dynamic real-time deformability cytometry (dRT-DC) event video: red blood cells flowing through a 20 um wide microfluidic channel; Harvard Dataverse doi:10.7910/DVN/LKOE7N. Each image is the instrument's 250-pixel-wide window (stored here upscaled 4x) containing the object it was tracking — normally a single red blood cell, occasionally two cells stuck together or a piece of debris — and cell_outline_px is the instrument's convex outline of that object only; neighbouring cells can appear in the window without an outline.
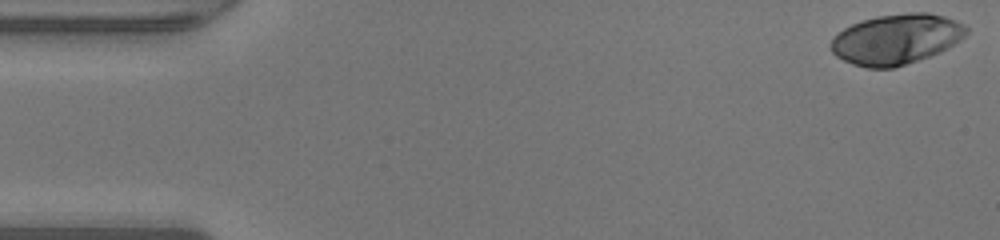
{"species": "human", "species_latin": "Homo sapiens", "temperature_condition": "warm", "stored_images_in_passage": 43, "camera_frame_rate_fps": 3000, "um_per_image_px": 0.085, "donor": {"sex": "male"}, "frame": {"image": 1, "passage_image": 1, "time_ms": 0.0, "image_size_px": [1000, 240], "cell_outline_px": [[968, 32], [960, 40], [940, 52], [892, 68], [868, 68], [852, 64], [836, 56], [832, 52], [832, 36], [844, 28], [852, 24], [876, 16], [908, 12], [928, 12], [944, 16], [956, 20], [964, 24], [968, 28]], "centroid_in_image_um": [76.19, 3.31], "position_along_channel_um": 8.8, "area_um2": 39.54}}
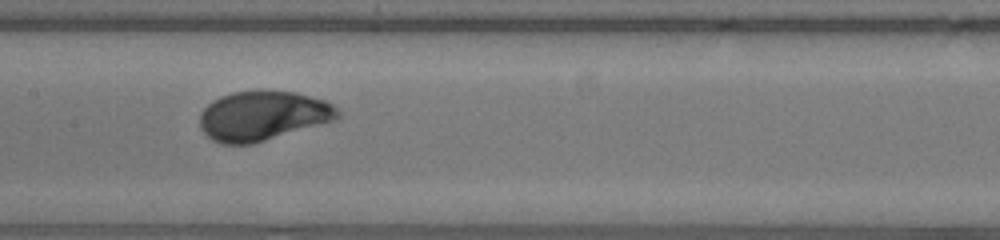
{"frame": {"image": 2, "passage_image": 23, "time_ms": 7.333, "image_size_px": [1000, 240], "cell_outline_px": [[340, 116], [336, 120], [252, 144], [220, 144], [212, 140], [200, 128], [200, 112], [212, 100], [220, 96], [232, 92], [260, 88], [296, 92], [324, 100], [332, 104], [340, 112]], "centroid_in_image_um": [22.33, 9.81], "position_along_channel_um": 185.1, "area_um2": 40.46}}
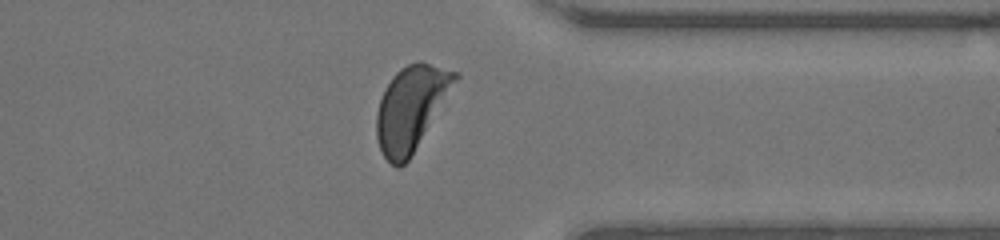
{"frame": {"image": 3, "passage_image": 37, "time_ms": 12.0, "image_size_px": [1000, 240], "cell_outline_px": [[460, 76], [408, 160], [400, 168], [396, 168], [384, 156], [380, 148], [376, 136], [376, 112], [380, 100], [392, 76], [400, 68], [408, 64], [420, 60], [460, 72]], "centroid_in_image_um": [34.93, 9.15], "position_along_channel_um": 376.5, "area_um2": 38.09}, "authors_computed_cell_mechanics": {"area_um2": 39.1884, "velocity_mm_per_s": 4.2533, "shape_relaxation_time_tau1_ms": 2.857, "shape_relaxation_time_tau2_ms": null, "deformation_change_tau1": 0.2131, "deformation_change_tau2": null}}